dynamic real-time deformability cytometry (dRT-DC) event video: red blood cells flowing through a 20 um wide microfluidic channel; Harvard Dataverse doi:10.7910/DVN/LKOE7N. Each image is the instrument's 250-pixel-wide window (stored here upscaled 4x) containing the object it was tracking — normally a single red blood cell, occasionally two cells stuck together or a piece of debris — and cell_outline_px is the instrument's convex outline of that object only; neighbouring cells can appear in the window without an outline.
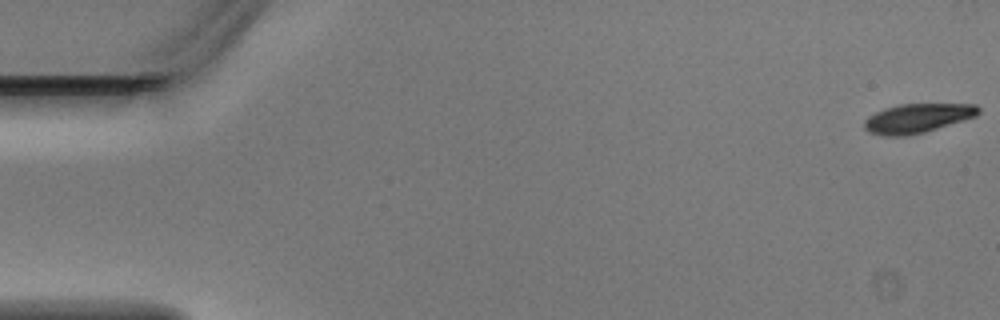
{"species": "Egyptian fruit bat (a non-hibernating species)", "species_latin": "Rousettus aegyptiacus", "temperature_condition": "warm", "stored_images_in_passage": 5, "camera_frame_rate_fps": 3000, "um_per_image_px": 0.085, "animal": {"sex": "male"}, "frame": {"image": 1, "passage_image": 1, "time_ms": 0.0, "image_size_px": [1000, 320], "cell_outline_px": [[980, 112], [976, 116], [964, 120], [924, 132], [908, 136], [884, 136], [868, 132], [864, 128], [864, 120], [868, 116], [884, 108], [900, 104], [976, 104], [980, 108]], "centroid_in_image_um": [77.96, 10.05], "position_along_channel_um": 7.0, "area_um2": 19.48}}
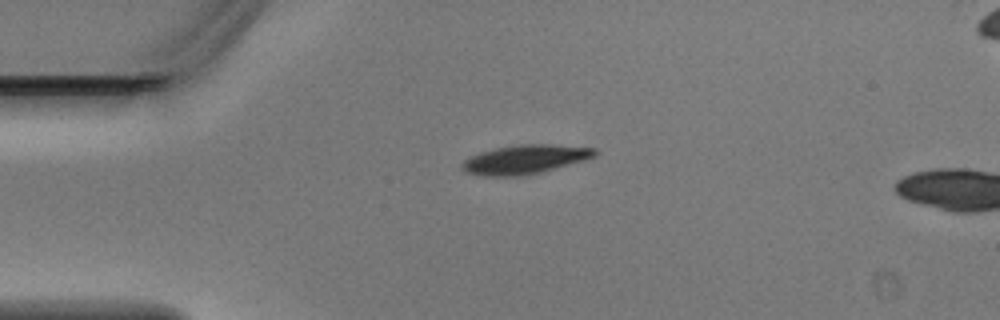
{"frame": {"image": 2, "passage_image": 4, "time_ms": 1.0, "image_size_px": [1000, 320], "cell_outline_px": [[600, 152], [596, 156], [584, 160], [540, 172], [520, 176], [480, 176], [464, 172], [460, 168], [460, 164], [464, 160], [480, 152], [496, 148], [520, 144], [548, 144], [596, 148]], "centroid_in_image_um": [44.6, 13.55], "position_along_channel_um": 40.4, "area_um2": 22.48}}